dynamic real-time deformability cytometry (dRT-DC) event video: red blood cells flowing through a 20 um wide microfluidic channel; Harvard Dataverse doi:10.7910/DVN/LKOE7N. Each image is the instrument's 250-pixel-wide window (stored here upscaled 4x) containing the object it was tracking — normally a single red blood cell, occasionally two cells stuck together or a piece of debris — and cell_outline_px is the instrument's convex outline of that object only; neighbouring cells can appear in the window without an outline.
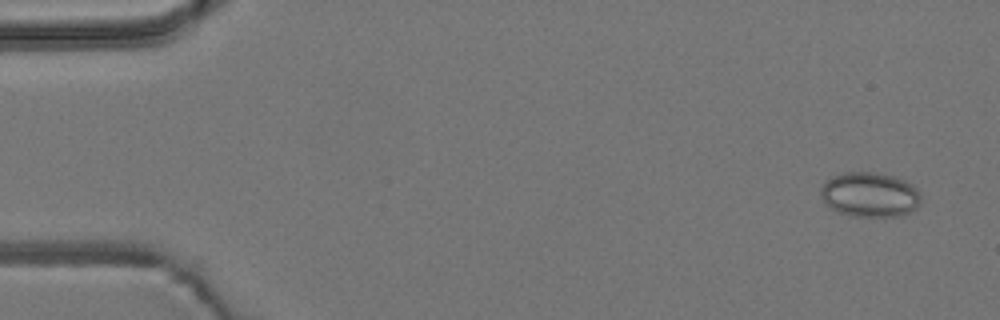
{"species": "common noctule bat (a hibernating species)", "species_latin": "Nyctalus noctula", "temperature_condition": "room temperature", "stored_images_in_passage": 8, "camera_frame_rate_fps": 3000, "um_per_image_px": 0.085, "animal": {"sex": "male", "body_mass_g": 19.2, "forearm_length_mm": 51.8}, "frame": {"image": 1, "passage_image": 1, "time_ms": 0.0, "image_size_px": [1000, 320], "cell_outline_px": [[920, 204], [912, 212], [900, 216], [852, 216], [840, 212], [832, 208], [820, 196], [820, 188], [832, 176], [844, 172], [872, 172], [892, 176], [904, 180], [912, 184], [916, 188], [920, 196]], "centroid_in_image_um": [73.95, 16.54], "position_along_channel_um": 11.0, "area_um2": 26.01}}